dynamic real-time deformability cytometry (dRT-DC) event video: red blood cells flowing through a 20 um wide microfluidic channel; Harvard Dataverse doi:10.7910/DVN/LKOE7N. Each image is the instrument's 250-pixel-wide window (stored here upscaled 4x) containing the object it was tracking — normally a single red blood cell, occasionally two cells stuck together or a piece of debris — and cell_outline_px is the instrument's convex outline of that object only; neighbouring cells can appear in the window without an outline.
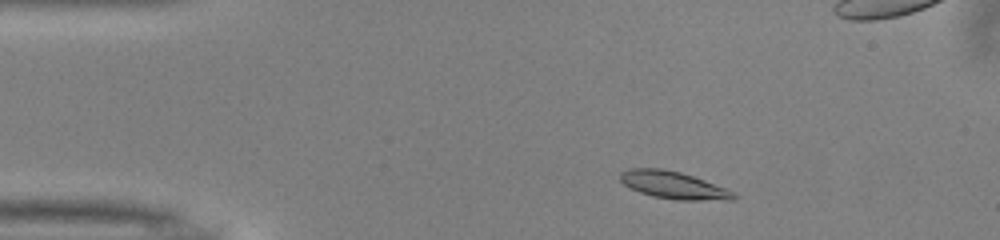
{"species": "common noctule bat (a hibernating species)", "species_latin": "Nyctalus noctula", "temperature_condition": "warm", "stored_images_in_passage": 47, "camera_frame_rate_fps": 3000, "um_per_image_px": 0.085, "animal": {"sex": "male", "body_mass_g": 13.0, "forearm_length_mm": 53.1}, "frame": {"image": 1, "passage_image": 5, "time_ms": 1.333, "image_size_px": [1000, 240], "cell_outline_px": [[740, 196], [736, 200], [676, 200], [652, 196], [640, 192], [624, 184], [620, 180], [620, 172], [628, 168], [660, 168], [680, 172], [728, 188], [736, 192]], "centroid_in_image_um": [57.32, 15.74], "position_along_channel_um": 27.7, "area_um2": 18.32}}
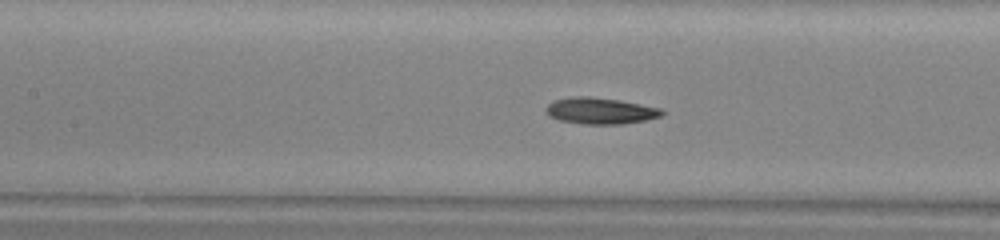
{"frame": {"image": 2, "passage_image": 19, "time_ms": 6.0, "image_size_px": [1000, 240], "cell_outline_px": [[664, 112], [660, 116], [644, 120], [624, 124], [584, 124], [560, 120], [548, 116], [548, 104], [552, 100], [576, 96], [588, 96], [620, 100], [660, 108]], "centroid_in_image_um": [51.02, 9.41], "position_along_channel_um": 156.4, "area_um2": 17.63}}
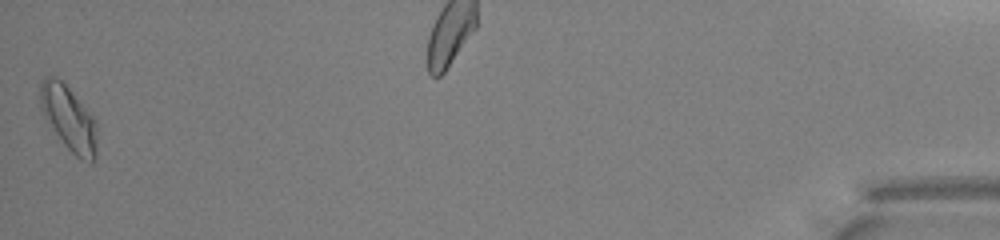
{"frame": {"image": 3, "passage_image": 47, "time_ms": 15.333, "image_size_px": [1000, 240], "cell_outline_px": [[96, 160], [92, 164], [88, 164], [80, 160], [64, 144], [44, 116], [40, 108], [40, 84], [44, 76], [56, 76], [96, 116]], "centroid_in_image_um": [5.88, 10.08], "position_along_channel_um": 429.3, "area_um2": 21.73}, "authors_computed_cell_mechanics": {"area_um2": 17.6868, "velocity_mm_per_s": 4.0174, "shape_relaxation_time_tau1_ms": 7.2905, "shape_relaxation_time_tau2_ms": 5.4369, "deformation_change_tau1": 0.1763, "deformation_change_tau2": 0.1404}}